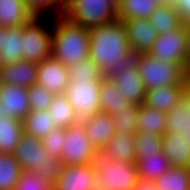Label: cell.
<instances>
[{
	"label": "cell",
	"instance_id": "6da1fadb",
	"mask_svg": "<svg viewBox=\"0 0 190 190\" xmlns=\"http://www.w3.org/2000/svg\"><path fill=\"white\" fill-rule=\"evenodd\" d=\"M90 59L105 78H118L125 68L137 67L139 54L130 50L126 29L118 18L89 29Z\"/></svg>",
	"mask_w": 190,
	"mask_h": 190
},
{
	"label": "cell",
	"instance_id": "7a4b0ae2",
	"mask_svg": "<svg viewBox=\"0 0 190 190\" xmlns=\"http://www.w3.org/2000/svg\"><path fill=\"white\" fill-rule=\"evenodd\" d=\"M51 21L54 22L51 56L67 68L83 62L89 52V29L71 22L63 15L56 16Z\"/></svg>",
	"mask_w": 190,
	"mask_h": 190
},
{
	"label": "cell",
	"instance_id": "3957f363",
	"mask_svg": "<svg viewBox=\"0 0 190 190\" xmlns=\"http://www.w3.org/2000/svg\"><path fill=\"white\" fill-rule=\"evenodd\" d=\"M13 155L22 170L37 172L51 186L58 181L63 165L61 159L48 156L41 139L23 132Z\"/></svg>",
	"mask_w": 190,
	"mask_h": 190
},
{
	"label": "cell",
	"instance_id": "277c9868",
	"mask_svg": "<svg viewBox=\"0 0 190 190\" xmlns=\"http://www.w3.org/2000/svg\"><path fill=\"white\" fill-rule=\"evenodd\" d=\"M137 69L146 90L168 85H190L189 73L181 65L156 59L148 53L139 54Z\"/></svg>",
	"mask_w": 190,
	"mask_h": 190
},
{
	"label": "cell",
	"instance_id": "5b68a950",
	"mask_svg": "<svg viewBox=\"0 0 190 190\" xmlns=\"http://www.w3.org/2000/svg\"><path fill=\"white\" fill-rule=\"evenodd\" d=\"M62 15L71 22L90 29L117 19V1L65 0Z\"/></svg>",
	"mask_w": 190,
	"mask_h": 190
},
{
	"label": "cell",
	"instance_id": "8992f818",
	"mask_svg": "<svg viewBox=\"0 0 190 190\" xmlns=\"http://www.w3.org/2000/svg\"><path fill=\"white\" fill-rule=\"evenodd\" d=\"M49 19L52 18L34 16L23 24L22 60L38 64L51 57L52 24L49 23Z\"/></svg>",
	"mask_w": 190,
	"mask_h": 190
},
{
	"label": "cell",
	"instance_id": "52a82bcc",
	"mask_svg": "<svg viewBox=\"0 0 190 190\" xmlns=\"http://www.w3.org/2000/svg\"><path fill=\"white\" fill-rule=\"evenodd\" d=\"M94 166L97 190H133L139 179L136 163L108 160L99 153Z\"/></svg>",
	"mask_w": 190,
	"mask_h": 190
},
{
	"label": "cell",
	"instance_id": "ba28073f",
	"mask_svg": "<svg viewBox=\"0 0 190 190\" xmlns=\"http://www.w3.org/2000/svg\"><path fill=\"white\" fill-rule=\"evenodd\" d=\"M188 42L187 25L182 24L174 31L159 34L148 54L165 62L178 63L189 73Z\"/></svg>",
	"mask_w": 190,
	"mask_h": 190
},
{
	"label": "cell",
	"instance_id": "9c48e42d",
	"mask_svg": "<svg viewBox=\"0 0 190 190\" xmlns=\"http://www.w3.org/2000/svg\"><path fill=\"white\" fill-rule=\"evenodd\" d=\"M60 154L64 165H87L95 163L99 152L88 139L83 124L79 121L65 129Z\"/></svg>",
	"mask_w": 190,
	"mask_h": 190
},
{
	"label": "cell",
	"instance_id": "30bf717a",
	"mask_svg": "<svg viewBox=\"0 0 190 190\" xmlns=\"http://www.w3.org/2000/svg\"><path fill=\"white\" fill-rule=\"evenodd\" d=\"M101 81H69L65 95L69 99L79 121L100 112L99 88Z\"/></svg>",
	"mask_w": 190,
	"mask_h": 190
},
{
	"label": "cell",
	"instance_id": "8fae6325",
	"mask_svg": "<svg viewBox=\"0 0 190 190\" xmlns=\"http://www.w3.org/2000/svg\"><path fill=\"white\" fill-rule=\"evenodd\" d=\"M53 190H97L94 163L87 165H62L60 177Z\"/></svg>",
	"mask_w": 190,
	"mask_h": 190
},
{
	"label": "cell",
	"instance_id": "7c38bea8",
	"mask_svg": "<svg viewBox=\"0 0 190 190\" xmlns=\"http://www.w3.org/2000/svg\"><path fill=\"white\" fill-rule=\"evenodd\" d=\"M36 83L54 94H63L69 83L68 68L54 57H48L37 64Z\"/></svg>",
	"mask_w": 190,
	"mask_h": 190
},
{
	"label": "cell",
	"instance_id": "4fadbf2b",
	"mask_svg": "<svg viewBox=\"0 0 190 190\" xmlns=\"http://www.w3.org/2000/svg\"><path fill=\"white\" fill-rule=\"evenodd\" d=\"M130 50L137 54L148 53L158 33L148 19L123 21Z\"/></svg>",
	"mask_w": 190,
	"mask_h": 190
},
{
	"label": "cell",
	"instance_id": "5bb4252c",
	"mask_svg": "<svg viewBox=\"0 0 190 190\" xmlns=\"http://www.w3.org/2000/svg\"><path fill=\"white\" fill-rule=\"evenodd\" d=\"M85 133L92 145L101 152L115 134V126L113 117L104 112H98L91 117H87L80 121Z\"/></svg>",
	"mask_w": 190,
	"mask_h": 190
},
{
	"label": "cell",
	"instance_id": "9a60e30c",
	"mask_svg": "<svg viewBox=\"0 0 190 190\" xmlns=\"http://www.w3.org/2000/svg\"><path fill=\"white\" fill-rule=\"evenodd\" d=\"M0 106L5 114L23 120L30 112L27 88L17 84H0Z\"/></svg>",
	"mask_w": 190,
	"mask_h": 190
},
{
	"label": "cell",
	"instance_id": "2e32d148",
	"mask_svg": "<svg viewBox=\"0 0 190 190\" xmlns=\"http://www.w3.org/2000/svg\"><path fill=\"white\" fill-rule=\"evenodd\" d=\"M113 81L116 84L117 91L125 97V100L135 105L144 103L146 88L137 67L125 68Z\"/></svg>",
	"mask_w": 190,
	"mask_h": 190
},
{
	"label": "cell",
	"instance_id": "e0dca14e",
	"mask_svg": "<svg viewBox=\"0 0 190 190\" xmlns=\"http://www.w3.org/2000/svg\"><path fill=\"white\" fill-rule=\"evenodd\" d=\"M37 64L20 60L0 66V84H17L29 88L36 83Z\"/></svg>",
	"mask_w": 190,
	"mask_h": 190
},
{
	"label": "cell",
	"instance_id": "ac0fdd59",
	"mask_svg": "<svg viewBox=\"0 0 190 190\" xmlns=\"http://www.w3.org/2000/svg\"><path fill=\"white\" fill-rule=\"evenodd\" d=\"M189 87L190 85H168L146 90L144 104L167 113Z\"/></svg>",
	"mask_w": 190,
	"mask_h": 190
},
{
	"label": "cell",
	"instance_id": "d6986e66",
	"mask_svg": "<svg viewBox=\"0 0 190 190\" xmlns=\"http://www.w3.org/2000/svg\"><path fill=\"white\" fill-rule=\"evenodd\" d=\"M99 153L108 160L136 163L134 136L115 132L107 146Z\"/></svg>",
	"mask_w": 190,
	"mask_h": 190
},
{
	"label": "cell",
	"instance_id": "ffe728a7",
	"mask_svg": "<svg viewBox=\"0 0 190 190\" xmlns=\"http://www.w3.org/2000/svg\"><path fill=\"white\" fill-rule=\"evenodd\" d=\"M185 136L177 132L162 135V151L171 166L190 168V151Z\"/></svg>",
	"mask_w": 190,
	"mask_h": 190
},
{
	"label": "cell",
	"instance_id": "44dd1931",
	"mask_svg": "<svg viewBox=\"0 0 190 190\" xmlns=\"http://www.w3.org/2000/svg\"><path fill=\"white\" fill-rule=\"evenodd\" d=\"M165 132L182 135L190 131V87L183 93L178 103L166 113Z\"/></svg>",
	"mask_w": 190,
	"mask_h": 190
},
{
	"label": "cell",
	"instance_id": "7402d4cb",
	"mask_svg": "<svg viewBox=\"0 0 190 190\" xmlns=\"http://www.w3.org/2000/svg\"><path fill=\"white\" fill-rule=\"evenodd\" d=\"M23 24L18 27L3 28L0 48V66L22 60Z\"/></svg>",
	"mask_w": 190,
	"mask_h": 190
},
{
	"label": "cell",
	"instance_id": "603a6c76",
	"mask_svg": "<svg viewBox=\"0 0 190 190\" xmlns=\"http://www.w3.org/2000/svg\"><path fill=\"white\" fill-rule=\"evenodd\" d=\"M99 97L100 111L111 116L132 105L128 100H125V97L119 91H117L114 81L105 77L101 81Z\"/></svg>",
	"mask_w": 190,
	"mask_h": 190
},
{
	"label": "cell",
	"instance_id": "cb8c5ba5",
	"mask_svg": "<svg viewBox=\"0 0 190 190\" xmlns=\"http://www.w3.org/2000/svg\"><path fill=\"white\" fill-rule=\"evenodd\" d=\"M33 17L23 0H0V27H18Z\"/></svg>",
	"mask_w": 190,
	"mask_h": 190
},
{
	"label": "cell",
	"instance_id": "d4e9b609",
	"mask_svg": "<svg viewBox=\"0 0 190 190\" xmlns=\"http://www.w3.org/2000/svg\"><path fill=\"white\" fill-rule=\"evenodd\" d=\"M138 178L154 182L170 167V161L161 150L159 153L146 154L141 159H136Z\"/></svg>",
	"mask_w": 190,
	"mask_h": 190
},
{
	"label": "cell",
	"instance_id": "484cf974",
	"mask_svg": "<svg viewBox=\"0 0 190 190\" xmlns=\"http://www.w3.org/2000/svg\"><path fill=\"white\" fill-rule=\"evenodd\" d=\"M158 5L156 0H119L117 18L122 22L129 19H148Z\"/></svg>",
	"mask_w": 190,
	"mask_h": 190
},
{
	"label": "cell",
	"instance_id": "4316f807",
	"mask_svg": "<svg viewBox=\"0 0 190 190\" xmlns=\"http://www.w3.org/2000/svg\"><path fill=\"white\" fill-rule=\"evenodd\" d=\"M23 132L22 120L0 117V153L13 154Z\"/></svg>",
	"mask_w": 190,
	"mask_h": 190
},
{
	"label": "cell",
	"instance_id": "83f0119b",
	"mask_svg": "<svg viewBox=\"0 0 190 190\" xmlns=\"http://www.w3.org/2000/svg\"><path fill=\"white\" fill-rule=\"evenodd\" d=\"M166 113L153 109L144 103L138 105V132L163 135L166 128Z\"/></svg>",
	"mask_w": 190,
	"mask_h": 190
},
{
	"label": "cell",
	"instance_id": "f1b7e54d",
	"mask_svg": "<svg viewBox=\"0 0 190 190\" xmlns=\"http://www.w3.org/2000/svg\"><path fill=\"white\" fill-rule=\"evenodd\" d=\"M47 111L49 112L50 117L53 118L56 127L66 129L79 122L69 99L64 93L55 94Z\"/></svg>",
	"mask_w": 190,
	"mask_h": 190
},
{
	"label": "cell",
	"instance_id": "f546056e",
	"mask_svg": "<svg viewBox=\"0 0 190 190\" xmlns=\"http://www.w3.org/2000/svg\"><path fill=\"white\" fill-rule=\"evenodd\" d=\"M25 133L33 135L38 139L44 138L56 128L54 120L49 112L41 110H30L27 116L22 120Z\"/></svg>",
	"mask_w": 190,
	"mask_h": 190
},
{
	"label": "cell",
	"instance_id": "4dcf8cb0",
	"mask_svg": "<svg viewBox=\"0 0 190 190\" xmlns=\"http://www.w3.org/2000/svg\"><path fill=\"white\" fill-rule=\"evenodd\" d=\"M154 184L158 190H190V168L171 166Z\"/></svg>",
	"mask_w": 190,
	"mask_h": 190
},
{
	"label": "cell",
	"instance_id": "1f68e13d",
	"mask_svg": "<svg viewBox=\"0 0 190 190\" xmlns=\"http://www.w3.org/2000/svg\"><path fill=\"white\" fill-rule=\"evenodd\" d=\"M148 20L156 29L158 35L174 31L182 25L174 6L168 5H158Z\"/></svg>",
	"mask_w": 190,
	"mask_h": 190
},
{
	"label": "cell",
	"instance_id": "d6a6232c",
	"mask_svg": "<svg viewBox=\"0 0 190 190\" xmlns=\"http://www.w3.org/2000/svg\"><path fill=\"white\" fill-rule=\"evenodd\" d=\"M21 171L13 154L0 153V190H14Z\"/></svg>",
	"mask_w": 190,
	"mask_h": 190
},
{
	"label": "cell",
	"instance_id": "836d02e7",
	"mask_svg": "<svg viewBox=\"0 0 190 190\" xmlns=\"http://www.w3.org/2000/svg\"><path fill=\"white\" fill-rule=\"evenodd\" d=\"M68 77L69 81H102L104 75L100 67L88 56L83 62L68 67Z\"/></svg>",
	"mask_w": 190,
	"mask_h": 190
},
{
	"label": "cell",
	"instance_id": "e575fe53",
	"mask_svg": "<svg viewBox=\"0 0 190 190\" xmlns=\"http://www.w3.org/2000/svg\"><path fill=\"white\" fill-rule=\"evenodd\" d=\"M112 117L115 132L127 133L131 136H135L138 132V105L132 104Z\"/></svg>",
	"mask_w": 190,
	"mask_h": 190
},
{
	"label": "cell",
	"instance_id": "d590c367",
	"mask_svg": "<svg viewBox=\"0 0 190 190\" xmlns=\"http://www.w3.org/2000/svg\"><path fill=\"white\" fill-rule=\"evenodd\" d=\"M137 159L146 154L159 153L162 150V136L148 132H137L134 136Z\"/></svg>",
	"mask_w": 190,
	"mask_h": 190
},
{
	"label": "cell",
	"instance_id": "8d00e7d4",
	"mask_svg": "<svg viewBox=\"0 0 190 190\" xmlns=\"http://www.w3.org/2000/svg\"><path fill=\"white\" fill-rule=\"evenodd\" d=\"M29 11L36 17L52 18L62 15L64 2L62 0H23Z\"/></svg>",
	"mask_w": 190,
	"mask_h": 190
},
{
	"label": "cell",
	"instance_id": "74e56055",
	"mask_svg": "<svg viewBox=\"0 0 190 190\" xmlns=\"http://www.w3.org/2000/svg\"><path fill=\"white\" fill-rule=\"evenodd\" d=\"M28 90V97L30 103V110L46 111L52 103L54 93L45 89L37 83L33 84Z\"/></svg>",
	"mask_w": 190,
	"mask_h": 190
},
{
	"label": "cell",
	"instance_id": "f35d334b",
	"mask_svg": "<svg viewBox=\"0 0 190 190\" xmlns=\"http://www.w3.org/2000/svg\"><path fill=\"white\" fill-rule=\"evenodd\" d=\"M52 186L37 172L22 170L14 190H51Z\"/></svg>",
	"mask_w": 190,
	"mask_h": 190
},
{
	"label": "cell",
	"instance_id": "ab89813d",
	"mask_svg": "<svg viewBox=\"0 0 190 190\" xmlns=\"http://www.w3.org/2000/svg\"><path fill=\"white\" fill-rule=\"evenodd\" d=\"M65 136V129L56 127L48 135L42 138L43 147L46 150L48 156L60 159V154L63 149V140Z\"/></svg>",
	"mask_w": 190,
	"mask_h": 190
},
{
	"label": "cell",
	"instance_id": "60d3db41",
	"mask_svg": "<svg viewBox=\"0 0 190 190\" xmlns=\"http://www.w3.org/2000/svg\"><path fill=\"white\" fill-rule=\"evenodd\" d=\"M174 8L179 14L182 24H190V0H175Z\"/></svg>",
	"mask_w": 190,
	"mask_h": 190
},
{
	"label": "cell",
	"instance_id": "b9f144b4",
	"mask_svg": "<svg viewBox=\"0 0 190 190\" xmlns=\"http://www.w3.org/2000/svg\"><path fill=\"white\" fill-rule=\"evenodd\" d=\"M133 190H158L152 181L138 179Z\"/></svg>",
	"mask_w": 190,
	"mask_h": 190
},
{
	"label": "cell",
	"instance_id": "7bdbcfd3",
	"mask_svg": "<svg viewBox=\"0 0 190 190\" xmlns=\"http://www.w3.org/2000/svg\"><path fill=\"white\" fill-rule=\"evenodd\" d=\"M156 2L160 5H168V6H174L175 0H156Z\"/></svg>",
	"mask_w": 190,
	"mask_h": 190
},
{
	"label": "cell",
	"instance_id": "ee69618b",
	"mask_svg": "<svg viewBox=\"0 0 190 190\" xmlns=\"http://www.w3.org/2000/svg\"><path fill=\"white\" fill-rule=\"evenodd\" d=\"M187 30L189 32V42H188V58H189V73H190V24L187 25Z\"/></svg>",
	"mask_w": 190,
	"mask_h": 190
},
{
	"label": "cell",
	"instance_id": "f6af8a7d",
	"mask_svg": "<svg viewBox=\"0 0 190 190\" xmlns=\"http://www.w3.org/2000/svg\"><path fill=\"white\" fill-rule=\"evenodd\" d=\"M184 136H185L186 142H187V144H188L187 148H188L189 151H190V131L187 132V133H185Z\"/></svg>",
	"mask_w": 190,
	"mask_h": 190
},
{
	"label": "cell",
	"instance_id": "bcb514c9",
	"mask_svg": "<svg viewBox=\"0 0 190 190\" xmlns=\"http://www.w3.org/2000/svg\"><path fill=\"white\" fill-rule=\"evenodd\" d=\"M0 117H10L8 114H5V111L2 108V106H0Z\"/></svg>",
	"mask_w": 190,
	"mask_h": 190
},
{
	"label": "cell",
	"instance_id": "7dc6e473",
	"mask_svg": "<svg viewBox=\"0 0 190 190\" xmlns=\"http://www.w3.org/2000/svg\"><path fill=\"white\" fill-rule=\"evenodd\" d=\"M2 35H3V28L0 27V48H1Z\"/></svg>",
	"mask_w": 190,
	"mask_h": 190
}]
</instances>
